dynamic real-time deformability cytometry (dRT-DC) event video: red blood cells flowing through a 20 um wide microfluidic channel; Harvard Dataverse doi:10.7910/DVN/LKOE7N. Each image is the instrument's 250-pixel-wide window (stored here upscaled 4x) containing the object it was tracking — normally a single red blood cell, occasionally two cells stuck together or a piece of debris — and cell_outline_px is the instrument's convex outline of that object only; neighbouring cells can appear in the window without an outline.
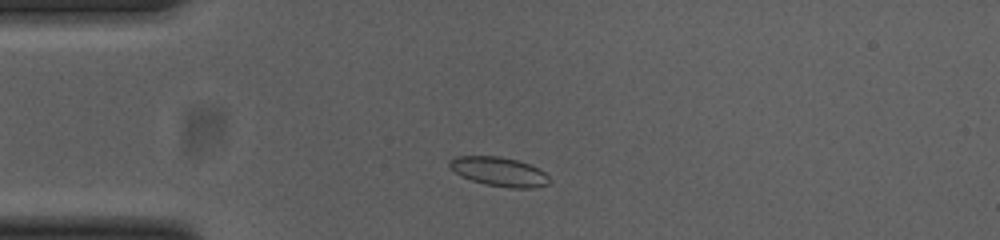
{"species": "common noctule bat (a hibernating species)", "species_latin": "Nyctalus noctula", "temperature_condition": "cold", "stored_images_in_passage": 47, "camera_frame_rate_fps": 3000, "um_per_image_px": 0.085, "animal": {"sex": "female", "body_mass_g": 23.0, "forearm_length_mm": 53.4}, "frame": {"image": 1, "passage_image": 5, "time_ms": 1.333, "image_size_px": [1000, 240], "cell_outline_px": [[552, 184], [532, 188], [512, 188], [484, 184], [472, 180], [448, 168], [448, 160], [456, 156], [500, 156], [516, 160], [528, 164], [544, 172], [552, 180]], "centroid_in_image_um": [42.44, 14.59], "position_along_channel_um": 42.6, "area_um2": 16.99}}
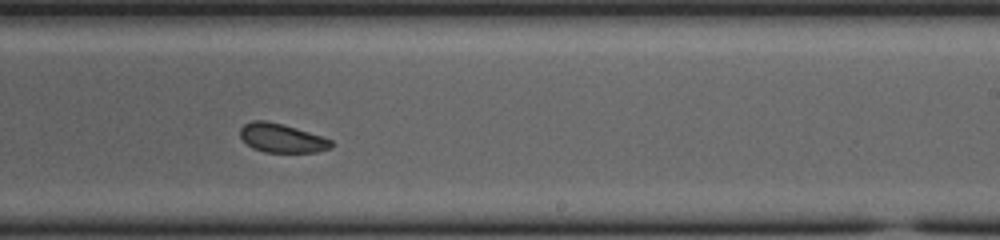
{"frame": {"image": 2, "passage_image": 25, "time_ms": 8.0, "image_size_px": [1000, 240], "cell_outline_px": [[332, 148], [316, 152], [264, 152], [252, 148], [240, 136], [240, 128], [244, 124], [252, 120], [264, 120], [284, 124], [332, 140]], "centroid_in_image_um": [23.93, 11.73], "position_along_channel_um": 265.1, "area_um2": 15.26}}
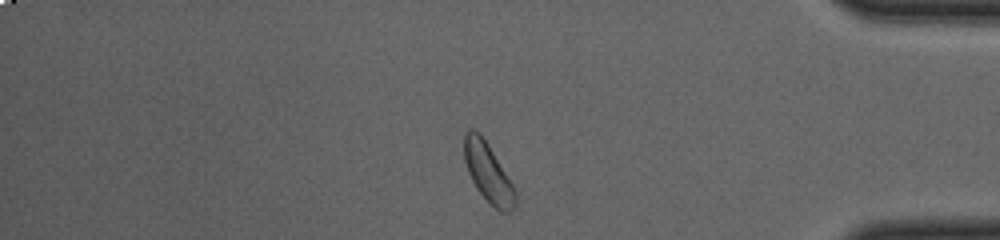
{"frame": {"image": 3, "passage_image": 38, "time_ms": 12.333, "image_size_px": [1000, 240], "cell_outline_px": [[516, 204], [508, 212], [500, 212], [476, 188], [468, 172], [464, 160], [464, 132], [468, 128], [472, 128], [480, 132], [488, 144], [512, 184], [516, 192]], "centroid_in_image_um": [41.46, 14.62], "position_along_channel_um": 393.7, "area_um2": 17.34}, "authors_computed_cell_mechanics": {"area_um2": 16.5886, "velocity_mm_per_s": 3.6678, "shape_relaxation_time_tau1_ms": null, "shape_relaxation_time_tau2_ms": 3.6606, "deformation_change_tau1": null, "deformation_change_tau2": 0.0792}}